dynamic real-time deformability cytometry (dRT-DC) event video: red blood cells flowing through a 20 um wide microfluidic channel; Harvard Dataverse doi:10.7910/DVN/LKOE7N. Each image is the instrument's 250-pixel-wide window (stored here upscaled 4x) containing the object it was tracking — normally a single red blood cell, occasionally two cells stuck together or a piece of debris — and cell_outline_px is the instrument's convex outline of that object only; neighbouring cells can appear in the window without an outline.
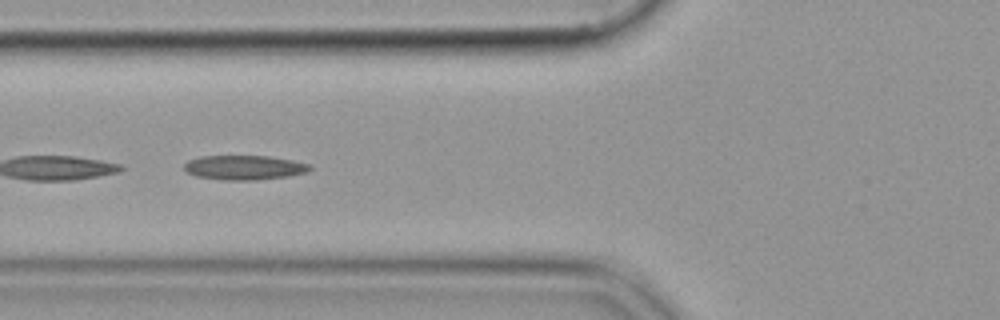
{"species": "common noctule bat (a hibernating species)", "species_latin": "Nyctalus noctula", "temperature_condition": "cold", "stored_images_in_passage": 53, "segment_of_instrument_passage": [2, 2], "camera_frame_rate_fps": 3000, "um_per_image_px": 0.085, "animal": {"sex": "female", "body_mass_g": 19.9}, "frame": {"image": 1, "passage_image": 21, "time_ms": 6.667, "image_size_px": [1000, 320], "cell_outline_px": [[312, 168], [308, 172], [288, 176], [252, 180], [224, 180], [196, 176], [184, 172], [184, 164], [188, 160], [200, 156], [268, 156], [292, 160], [312, 164]], "centroid_in_image_um": [20.76, 14.24], "position_along_channel_um": 105.0, "area_um2": 18.03}}
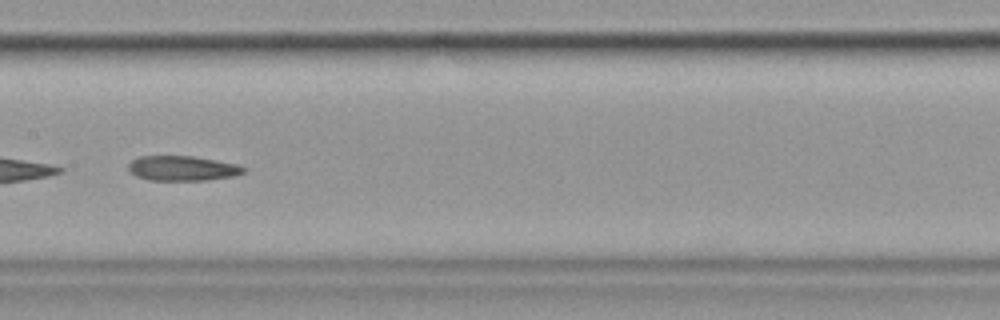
{"frame": {"image": 2, "passage_image": 28, "time_ms": 9.0, "image_size_px": [1000, 320], "cell_outline_px": [[248, 168], [244, 172], [236, 176], [208, 180], [148, 180], [136, 176], [128, 168], [128, 164], [132, 160], [140, 156], [192, 156], [216, 160], [236, 164]], "centroid_in_image_um": [15.53, 14.31], "position_along_channel_um": 191.9, "area_um2": 16.76}}
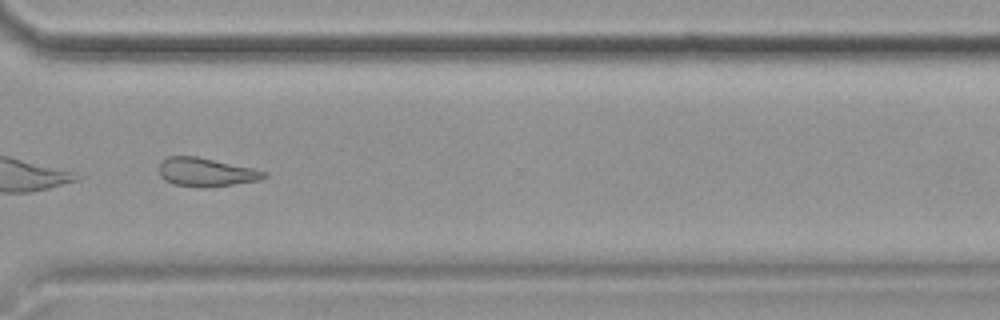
{"frame": {"image": 3, "passage_image": 41, "time_ms": 13.333, "image_size_px": [1000, 320], "cell_outline_px": [[268, 176], [260, 180], [208, 188], [204, 188], [176, 184], [164, 180], [160, 176], [160, 160], [168, 156], [196, 156], [252, 168], [268, 172]], "centroid_in_image_um": [17.52, 14.64], "position_along_channel_um": 353.1, "area_um2": 17.51}}